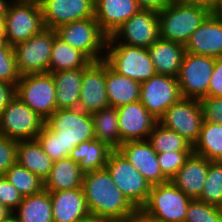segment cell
Masks as SVG:
<instances>
[{"label":"cell","instance_id":"obj_1","mask_svg":"<svg viewBox=\"0 0 222 222\" xmlns=\"http://www.w3.org/2000/svg\"><path fill=\"white\" fill-rule=\"evenodd\" d=\"M82 189L90 214L116 222L138 212L115 185L106 168L84 173Z\"/></svg>","mask_w":222,"mask_h":222},{"label":"cell","instance_id":"obj_2","mask_svg":"<svg viewBox=\"0 0 222 222\" xmlns=\"http://www.w3.org/2000/svg\"><path fill=\"white\" fill-rule=\"evenodd\" d=\"M211 13L205 6L173 0L158 12L159 37L185 46L192 33Z\"/></svg>","mask_w":222,"mask_h":222},{"label":"cell","instance_id":"obj_3","mask_svg":"<svg viewBox=\"0 0 222 222\" xmlns=\"http://www.w3.org/2000/svg\"><path fill=\"white\" fill-rule=\"evenodd\" d=\"M192 198L171 181L151 186L145 205L140 212L151 222H184Z\"/></svg>","mask_w":222,"mask_h":222},{"label":"cell","instance_id":"obj_4","mask_svg":"<svg viewBox=\"0 0 222 222\" xmlns=\"http://www.w3.org/2000/svg\"><path fill=\"white\" fill-rule=\"evenodd\" d=\"M104 61L117 73L139 83L156 74L147 48L118 43L109 36Z\"/></svg>","mask_w":222,"mask_h":222},{"label":"cell","instance_id":"obj_5","mask_svg":"<svg viewBox=\"0 0 222 222\" xmlns=\"http://www.w3.org/2000/svg\"><path fill=\"white\" fill-rule=\"evenodd\" d=\"M45 125L64 142V158L69 157L75 146L95 139L91 114L78 108L57 109L45 121Z\"/></svg>","mask_w":222,"mask_h":222},{"label":"cell","instance_id":"obj_6","mask_svg":"<svg viewBox=\"0 0 222 222\" xmlns=\"http://www.w3.org/2000/svg\"><path fill=\"white\" fill-rule=\"evenodd\" d=\"M55 31L61 40L83 52L92 62L104 60L108 36L94 17L63 24Z\"/></svg>","mask_w":222,"mask_h":222},{"label":"cell","instance_id":"obj_7","mask_svg":"<svg viewBox=\"0 0 222 222\" xmlns=\"http://www.w3.org/2000/svg\"><path fill=\"white\" fill-rule=\"evenodd\" d=\"M4 21L6 43L11 46L27 41L45 28L40 3L35 0H13Z\"/></svg>","mask_w":222,"mask_h":222},{"label":"cell","instance_id":"obj_8","mask_svg":"<svg viewBox=\"0 0 222 222\" xmlns=\"http://www.w3.org/2000/svg\"><path fill=\"white\" fill-rule=\"evenodd\" d=\"M105 168L127 200L140 211L151 189L143 175L118 150L111 151Z\"/></svg>","mask_w":222,"mask_h":222},{"label":"cell","instance_id":"obj_9","mask_svg":"<svg viewBox=\"0 0 222 222\" xmlns=\"http://www.w3.org/2000/svg\"><path fill=\"white\" fill-rule=\"evenodd\" d=\"M16 95L45 121L57 110L56 87L50 72L21 76Z\"/></svg>","mask_w":222,"mask_h":222},{"label":"cell","instance_id":"obj_10","mask_svg":"<svg viewBox=\"0 0 222 222\" xmlns=\"http://www.w3.org/2000/svg\"><path fill=\"white\" fill-rule=\"evenodd\" d=\"M45 120L17 95L0 114V135L14 140H35Z\"/></svg>","mask_w":222,"mask_h":222},{"label":"cell","instance_id":"obj_11","mask_svg":"<svg viewBox=\"0 0 222 222\" xmlns=\"http://www.w3.org/2000/svg\"><path fill=\"white\" fill-rule=\"evenodd\" d=\"M54 39L55 30L44 28L27 41L13 46L21 76L49 72V61Z\"/></svg>","mask_w":222,"mask_h":222},{"label":"cell","instance_id":"obj_12","mask_svg":"<svg viewBox=\"0 0 222 222\" xmlns=\"http://www.w3.org/2000/svg\"><path fill=\"white\" fill-rule=\"evenodd\" d=\"M215 58L185 52L177 76L182 98L201 100L207 97Z\"/></svg>","mask_w":222,"mask_h":222},{"label":"cell","instance_id":"obj_13","mask_svg":"<svg viewBox=\"0 0 222 222\" xmlns=\"http://www.w3.org/2000/svg\"><path fill=\"white\" fill-rule=\"evenodd\" d=\"M158 122L177 132L193 146L199 137L203 123L200 100L181 98L165 111Z\"/></svg>","mask_w":222,"mask_h":222},{"label":"cell","instance_id":"obj_14","mask_svg":"<svg viewBox=\"0 0 222 222\" xmlns=\"http://www.w3.org/2000/svg\"><path fill=\"white\" fill-rule=\"evenodd\" d=\"M182 98L176 77L155 74L141 83L139 101L159 120L165 111Z\"/></svg>","mask_w":222,"mask_h":222},{"label":"cell","instance_id":"obj_15","mask_svg":"<svg viewBox=\"0 0 222 222\" xmlns=\"http://www.w3.org/2000/svg\"><path fill=\"white\" fill-rule=\"evenodd\" d=\"M112 37L118 43L148 49L160 38L158 12L141 9L123 23Z\"/></svg>","mask_w":222,"mask_h":222},{"label":"cell","instance_id":"obj_16","mask_svg":"<svg viewBox=\"0 0 222 222\" xmlns=\"http://www.w3.org/2000/svg\"><path fill=\"white\" fill-rule=\"evenodd\" d=\"M45 28L94 17V0H40Z\"/></svg>","mask_w":222,"mask_h":222},{"label":"cell","instance_id":"obj_17","mask_svg":"<svg viewBox=\"0 0 222 222\" xmlns=\"http://www.w3.org/2000/svg\"><path fill=\"white\" fill-rule=\"evenodd\" d=\"M109 107L105 84V61L91 62L83 70L79 107L92 114Z\"/></svg>","mask_w":222,"mask_h":222},{"label":"cell","instance_id":"obj_18","mask_svg":"<svg viewBox=\"0 0 222 222\" xmlns=\"http://www.w3.org/2000/svg\"><path fill=\"white\" fill-rule=\"evenodd\" d=\"M122 144L127 141L148 140L156 120L138 100L117 108Z\"/></svg>","mask_w":222,"mask_h":222},{"label":"cell","instance_id":"obj_19","mask_svg":"<svg viewBox=\"0 0 222 222\" xmlns=\"http://www.w3.org/2000/svg\"><path fill=\"white\" fill-rule=\"evenodd\" d=\"M118 151L143 175L150 186L168 181L161 172L157 153L148 140L124 142Z\"/></svg>","mask_w":222,"mask_h":222},{"label":"cell","instance_id":"obj_20","mask_svg":"<svg viewBox=\"0 0 222 222\" xmlns=\"http://www.w3.org/2000/svg\"><path fill=\"white\" fill-rule=\"evenodd\" d=\"M188 53L222 57V17L211 13L185 44Z\"/></svg>","mask_w":222,"mask_h":222},{"label":"cell","instance_id":"obj_21","mask_svg":"<svg viewBox=\"0 0 222 222\" xmlns=\"http://www.w3.org/2000/svg\"><path fill=\"white\" fill-rule=\"evenodd\" d=\"M140 10L136 0H94V18L108 37Z\"/></svg>","mask_w":222,"mask_h":222},{"label":"cell","instance_id":"obj_22","mask_svg":"<svg viewBox=\"0 0 222 222\" xmlns=\"http://www.w3.org/2000/svg\"><path fill=\"white\" fill-rule=\"evenodd\" d=\"M49 194L53 222H78L90 214L82 187Z\"/></svg>","mask_w":222,"mask_h":222},{"label":"cell","instance_id":"obj_23","mask_svg":"<svg viewBox=\"0 0 222 222\" xmlns=\"http://www.w3.org/2000/svg\"><path fill=\"white\" fill-rule=\"evenodd\" d=\"M209 164L210 160L192 153L170 181L184 194L197 199L205 185Z\"/></svg>","mask_w":222,"mask_h":222},{"label":"cell","instance_id":"obj_24","mask_svg":"<svg viewBox=\"0 0 222 222\" xmlns=\"http://www.w3.org/2000/svg\"><path fill=\"white\" fill-rule=\"evenodd\" d=\"M148 52L156 74L177 78L186 52L184 45L159 38L148 48Z\"/></svg>","mask_w":222,"mask_h":222},{"label":"cell","instance_id":"obj_25","mask_svg":"<svg viewBox=\"0 0 222 222\" xmlns=\"http://www.w3.org/2000/svg\"><path fill=\"white\" fill-rule=\"evenodd\" d=\"M105 84L110 107L118 108L140 98L141 83L117 73L106 62Z\"/></svg>","mask_w":222,"mask_h":222},{"label":"cell","instance_id":"obj_26","mask_svg":"<svg viewBox=\"0 0 222 222\" xmlns=\"http://www.w3.org/2000/svg\"><path fill=\"white\" fill-rule=\"evenodd\" d=\"M84 172L79 164L70 157L53 163V167L44 181V189L48 192L64 191L82 187Z\"/></svg>","mask_w":222,"mask_h":222},{"label":"cell","instance_id":"obj_27","mask_svg":"<svg viewBox=\"0 0 222 222\" xmlns=\"http://www.w3.org/2000/svg\"><path fill=\"white\" fill-rule=\"evenodd\" d=\"M85 68L53 72L56 87L57 109L78 108L80 90Z\"/></svg>","mask_w":222,"mask_h":222},{"label":"cell","instance_id":"obj_28","mask_svg":"<svg viewBox=\"0 0 222 222\" xmlns=\"http://www.w3.org/2000/svg\"><path fill=\"white\" fill-rule=\"evenodd\" d=\"M16 162L34 173L42 181L48 177L54 163L36 139L18 141Z\"/></svg>","mask_w":222,"mask_h":222},{"label":"cell","instance_id":"obj_29","mask_svg":"<svg viewBox=\"0 0 222 222\" xmlns=\"http://www.w3.org/2000/svg\"><path fill=\"white\" fill-rule=\"evenodd\" d=\"M111 151L112 149L106 144L91 139L75 146L69 157L79 164L84 173H87L105 168Z\"/></svg>","mask_w":222,"mask_h":222},{"label":"cell","instance_id":"obj_30","mask_svg":"<svg viewBox=\"0 0 222 222\" xmlns=\"http://www.w3.org/2000/svg\"><path fill=\"white\" fill-rule=\"evenodd\" d=\"M51 197L45 189L23 197L13 215L19 222H53Z\"/></svg>","mask_w":222,"mask_h":222},{"label":"cell","instance_id":"obj_31","mask_svg":"<svg viewBox=\"0 0 222 222\" xmlns=\"http://www.w3.org/2000/svg\"><path fill=\"white\" fill-rule=\"evenodd\" d=\"M91 116L95 139L106 144L112 150H118L122 145V139L119 131L117 108L109 106L92 113Z\"/></svg>","mask_w":222,"mask_h":222},{"label":"cell","instance_id":"obj_32","mask_svg":"<svg viewBox=\"0 0 222 222\" xmlns=\"http://www.w3.org/2000/svg\"><path fill=\"white\" fill-rule=\"evenodd\" d=\"M92 61L80 50L61 40L55 31V39L49 61V72L86 68Z\"/></svg>","mask_w":222,"mask_h":222},{"label":"cell","instance_id":"obj_33","mask_svg":"<svg viewBox=\"0 0 222 222\" xmlns=\"http://www.w3.org/2000/svg\"><path fill=\"white\" fill-rule=\"evenodd\" d=\"M193 153L210 161H222V125L203 121Z\"/></svg>","mask_w":222,"mask_h":222},{"label":"cell","instance_id":"obj_34","mask_svg":"<svg viewBox=\"0 0 222 222\" xmlns=\"http://www.w3.org/2000/svg\"><path fill=\"white\" fill-rule=\"evenodd\" d=\"M153 150L159 153L176 152V151H193V146L184 137L174 130L168 129L156 123L148 137Z\"/></svg>","mask_w":222,"mask_h":222},{"label":"cell","instance_id":"obj_35","mask_svg":"<svg viewBox=\"0 0 222 222\" xmlns=\"http://www.w3.org/2000/svg\"><path fill=\"white\" fill-rule=\"evenodd\" d=\"M4 177L22 197H28L44 190V181L17 162L6 171Z\"/></svg>","mask_w":222,"mask_h":222},{"label":"cell","instance_id":"obj_36","mask_svg":"<svg viewBox=\"0 0 222 222\" xmlns=\"http://www.w3.org/2000/svg\"><path fill=\"white\" fill-rule=\"evenodd\" d=\"M199 201L219 206L222 202V161H210L205 185Z\"/></svg>","mask_w":222,"mask_h":222},{"label":"cell","instance_id":"obj_37","mask_svg":"<svg viewBox=\"0 0 222 222\" xmlns=\"http://www.w3.org/2000/svg\"><path fill=\"white\" fill-rule=\"evenodd\" d=\"M184 222H222V214L217 206L192 199Z\"/></svg>","mask_w":222,"mask_h":222},{"label":"cell","instance_id":"obj_38","mask_svg":"<svg viewBox=\"0 0 222 222\" xmlns=\"http://www.w3.org/2000/svg\"><path fill=\"white\" fill-rule=\"evenodd\" d=\"M13 46L7 43L0 49V80L13 84L15 87L20 80Z\"/></svg>","mask_w":222,"mask_h":222},{"label":"cell","instance_id":"obj_39","mask_svg":"<svg viewBox=\"0 0 222 222\" xmlns=\"http://www.w3.org/2000/svg\"><path fill=\"white\" fill-rule=\"evenodd\" d=\"M193 151H176L157 154L161 172L170 181L182 168Z\"/></svg>","mask_w":222,"mask_h":222},{"label":"cell","instance_id":"obj_40","mask_svg":"<svg viewBox=\"0 0 222 222\" xmlns=\"http://www.w3.org/2000/svg\"><path fill=\"white\" fill-rule=\"evenodd\" d=\"M36 140L44 152L55 162L64 158V142L57 134L46 125L38 133Z\"/></svg>","mask_w":222,"mask_h":222},{"label":"cell","instance_id":"obj_41","mask_svg":"<svg viewBox=\"0 0 222 222\" xmlns=\"http://www.w3.org/2000/svg\"><path fill=\"white\" fill-rule=\"evenodd\" d=\"M17 144V140L0 135V176L16 163Z\"/></svg>","mask_w":222,"mask_h":222},{"label":"cell","instance_id":"obj_42","mask_svg":"<svg viewBox=\"0 0 222 222\" xmlns=\"http://www.w3.org/2000/svg\"><path fill=\"white\" fill-rule=\"evenodd\" d=\"M203 121L222 125V97H204L200 100Z\"/></svg>","mask_w":222,"mask_h":222},{"label":"cell","instance_id":"obj_43","mask_svg":"<svg viewBox=\"0 0 222 222\" xmlns=\"http://www.w3.org/2000/svg\"><path fill=\"white\" fill-rule=\"evenodd\" d=\"M22 198L18 190L4 176H0V203L14 212Z\"/></svg>","mask_w":222,"mask_h":222},{"label":"cell","instance_id":"obj_44","mask_svg":"<svg viewBox=\"0 0 222 222\" xmlns=\"http://www.w3.org/2000/svg\"><path fill=\"white\" fill-rule=\"evenodd\" d=\"M207 97H222V57L215 58Z\"/></svg>","mask_w":222,"mask_h":222},{"label":"cell","instance_id":"obj_45","mask_svg":"<svg viewBox=\"0 0 222 222\" xmlns=\"http://www.w3.org/2000/svg\"><path fill=\"white\" fill-rule=\"evenodd\" d=\"M16 95L13 84L0 80V114Z\"/></svg>","mask_w":222,"mask_h":222},{"label":"cell","instance_id":"obj_46","mask_svg":"<svg viewBox=\"0 0 222 222\" xmlns=\"http://www.w3.org/2000/svg\"><path fill=\"white\" fill-rule=\"evenodd\" d=\"M141 9L162 11L168 5H170L173 0H136Z\"/></svg>","mask_w":222,"mask_h":222},{"label":"cell","instance_id":"obj_47","mask_svg":"<svg viewBox=\"0 0 222 222\" xmlns=\"http://www.w3.org/2000/svg\"><path fill=\"white\" fill-rule=\"evenodd\" d=\"M178 1L186 4L202 5L209 8L211 11H213V9L218 3V0H178Z\"/></svg>","mask_w":222,"mask_h":222},{"label":"cell","instance_id":"obj_48","mask_svg":"<svg viewBox=\"0 0 222 222\" xmlns=\"http://www.w3.org/2000/svg\"><path fill=\"white\" fill-rule=\"evenodd\" d=\"M116 222H151L147 217H145L140 211H138L135 215L124 218L123 220Z\"/></svg>","mask_w":222,"mask_h":222},{"label":"cell","instance_id":"obj_49","mask_svg":"<svg viewBox=\"0 0 222 222\" xmlns=\"http://www.w3.org/2000/svg\"><path fill=\"white\" fill-rule=\"evenodd\" d=\"M78 222H113V221L106 217L89 214Z\"/></svg>","mask_w":222,"mask_h":222},{"label":"cell","instance_id":"obj_50","mask_svg":"<svg viewBox=\"0 0 222 222\" xmlns=\"http://www.w3.org/2000/svg\"><path fill=\"white\" fill-rule=\"evenodd\" d=\"M13 0H0V19H4L6 17L9 5Z\"/></svg>","mask_w":222,"mask_h":222},{"label":"cell","instance_id":"obj_51","mask_svg":"<svg viewBox=\"0 0 222 222\" xmlns=\"http://www.w3.org/2000/svg\"><path fill=\"white\" fill-rule=\"evenodd\" d=\"M11 215H13V212L0 203V222L7 220Z\"/></svg>","mask_w":222,"mask_h":222},{"label":"cell","instance_id":"obj_52","mask_svg":"<svg viewBox=\"0 0 222 222\" xmlns=\"http://www.w3.org/2000/svg\"><path fill=\"white\" fill-rule=\"evenodd\" d=\"M212 13L222 17V0H218V3L213 9Z\"/></svg>","mask_w":222,"mask_h":222},{"label":"cell","instance_id":"obj_53","mask_svg":"<svg viewBox=\"0 0 222 222\" xmlns=\"http://www.w3.org/2000/svg\"><path fill=\"white\" fill-rule=\"evenodd\" d=\"M0 37H6L5 36V21H4V19H0Z\"/></svg>","mask_w":222,"mask_h":222},{"label":"cell","instance_id":"obj_54","mask_svg":"<svg viewBox=\"0 0 222 222\" xmlns=\"http://www.w3.org/2000/svg\"><path fill=\"white\" fill-rule=\"evenodd\" d=\"M2 222H19V221L14 215H11L7 220H4Z\"/></svg>","mask_w":222,"mask_h":222},{"label":"cell","instance_id":"obj_55","mask_svg":"<svg viewBox=\"0 0 222 222\" xmlns=\"http://www.w3.org/2000/svg\"><path fill=\"white\" fill-rule=\"evenodd\" d=\"M6 44V37H0V49Z\"/></svg>","mask_w":222,"mask_h":222},{"label":"cell","instance_id":"obj_56","mask_svg":"<svg viewBox=\"0 0 222 222\" xmlns=\"http://www.w3.org/2000/svg\"><path fill=\"white\" fill-rule=\"evenodd\" d=\"M218 208H219V210H220V212H221V214H222V202H221V204L218 206Z\"/></svg>","mask_w":222,"mask_h":222}]
</instances>
